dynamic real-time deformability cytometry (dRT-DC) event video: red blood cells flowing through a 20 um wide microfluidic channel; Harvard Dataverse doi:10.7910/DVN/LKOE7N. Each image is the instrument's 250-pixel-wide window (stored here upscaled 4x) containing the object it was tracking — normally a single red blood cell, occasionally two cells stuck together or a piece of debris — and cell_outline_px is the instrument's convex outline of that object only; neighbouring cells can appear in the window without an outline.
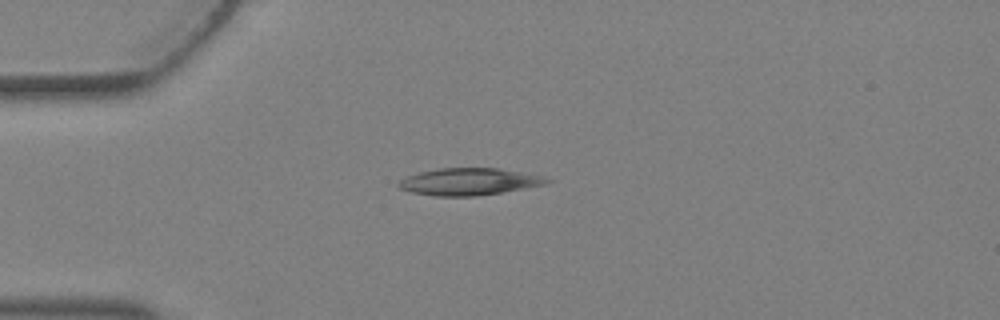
{"species": "Egyptian fruit bat (a non-hibernating species)", "species_latin": "Rousettus aegyptiacus", "temperature_condition": "warm", "stored_images_in_passage": 2, "camera_frame_rate_fps": 3000, "um_per_image_px": 0.085, "animal": {"sex": "female"}, "frame": {"image": 1, "passage_image": 2, "time_ms": 0.333, "image_size_px": [1000, 320], "cell_outline_px": [[552, 180], [544, 184], [500, 192], [472, 196], [432, 196], [412, 192], [400, 188], [396, 184], [400, 180], [408, 176], [420, 172], [440, 168], [496, 168], [540, 176]], "centroid_in_image_um": [39.78, 15.44], "position_along_channel_um": 45.2, "area_um2": 22.77}}